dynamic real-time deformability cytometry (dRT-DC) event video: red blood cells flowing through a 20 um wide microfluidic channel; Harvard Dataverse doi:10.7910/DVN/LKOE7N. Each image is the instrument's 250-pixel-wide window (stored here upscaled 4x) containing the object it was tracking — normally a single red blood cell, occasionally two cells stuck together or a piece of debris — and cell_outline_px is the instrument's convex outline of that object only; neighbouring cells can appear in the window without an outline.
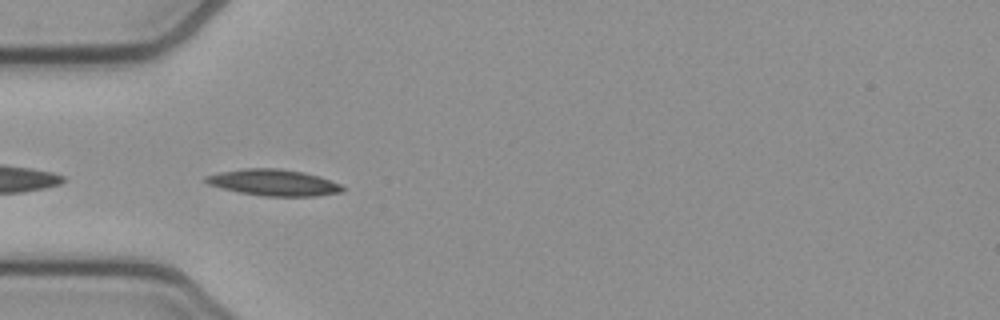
{"species": "common noctule bat (a hibernating species)", "species_latin": "Nyctalus noctula", "temperature_condition": "cold", "stored_images_in_passage": 39, "camera_frame_rate_fps": 3000, "um_per_image_px": 0.085, "animal": {"sex": "female", "body_mass_g": 21.9}, "frame": {"image": 1, "passage_image": 2, "time_ms": 0.333, "image_size_px": [1000, 320], "cell_outline_px": [[344, 188], [340, 192], [316, 196], [264, 196], [240, 192], [208, 184], [204, 180], [204, 176], [216, 172], [244, 168], [280, 168], [304, 172], [320, 176], [340, 184]], "centroid_in_image_um": [23.23, 15.5], "position_along_channel_um": 61.8, "area_um2": 20.98}}
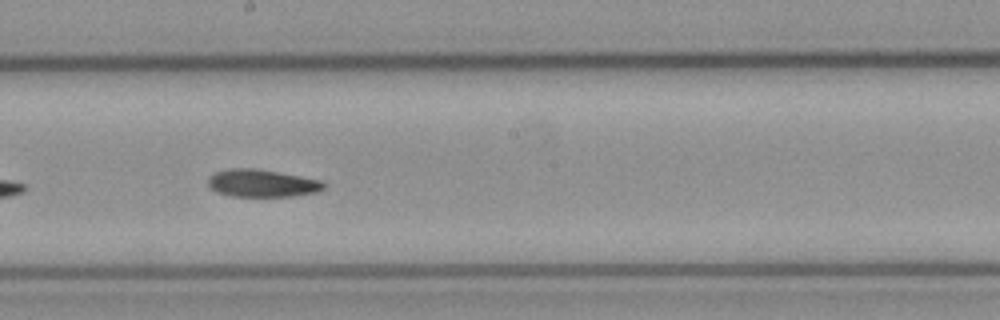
{"frame": {"image": 2, "passage_image": 15, "time_ms": 4.667, "image_size_px": [1000, 320], "cell_outline_px": [[324, 188], [316, 192], [292, 196], [232, 196], [216, 192], [208, 188], [208, 176], [216, 172], [228, 168], [256, 168], [324, 180]], "centroid_in_image_um": [22.24, 15.56], "position_along_channel_um": 226.0, "area_um2": 18.73}}
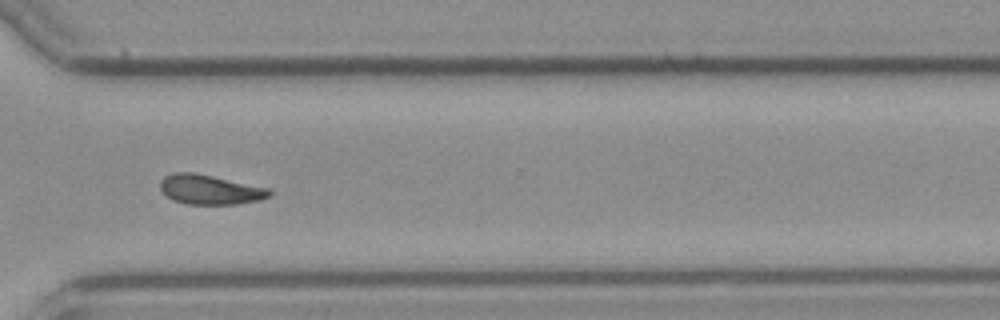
{"frame": {"image": 3, "passage_image": 25, "time_ms": 8.0, "image_size_px": [1000, 320], "cell_outline_px": [[272, 196], [260, 200], [236, 204], [188, 204], [172, 200], [160, 188], [160, 180], [164, 176], [172, 172], [192, 172], [212, 176], [268, 188], [272, 192]], "centroid_in_image_um": [17.84, 16.11], "position_along_channel_um": 352.8, "area_um2": 18.79}}